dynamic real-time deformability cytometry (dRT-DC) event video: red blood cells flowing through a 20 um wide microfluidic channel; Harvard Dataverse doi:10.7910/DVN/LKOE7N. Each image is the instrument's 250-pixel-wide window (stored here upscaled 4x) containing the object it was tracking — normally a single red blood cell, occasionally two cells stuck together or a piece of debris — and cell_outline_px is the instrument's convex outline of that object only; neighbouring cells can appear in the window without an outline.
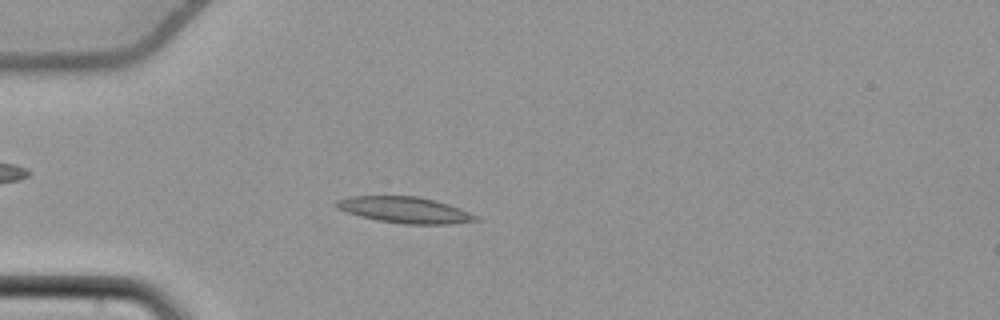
{"species": "common noctule bat (a hibernating species)", "species_latin": "Nyctalus noctula", "temperature_condition": "cold", "stored_images_in_passage": 22, "camera_frame_rate_fps": 3000, "um_per_image_px": 0.085, "animal": {"sex": "female", "body_mass_g": 22.7, "forearm_length_mm": 54.2}, "frame": {"image": 1, "passage_image": 16, "time_ms": 5.0, "image_size_px": [1000, 320], "cell_outline_px": [[480, 220], [448, 224], [404, 224], [376, 220], [360, 216], [336, 208], [336, 200], [348, 196], [416, 196], [436, 200], [460, 208], [480, 216]], "centroid_in_image_um": [34.44, 17.84], "position_along_channel_um": 50.6, "area_um2": 21.33}}